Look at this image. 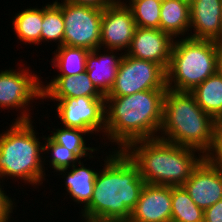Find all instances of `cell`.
Instances as JSON below:
<instances>
[{
    "label": "cell",
    "mask_w": 222,
    "mask_h": 222,
    "mask_svg": "<svg viewBox=\"0 0 222 222\" xmlns=\"http://www.w3.org/2000/svg\"><path fill=\"white\" fill-rule=\"evenodd\" d=\"M49 3L43 6L41 44L46 41L50 44L55 42L59 47L63 45L64 39L63 14L61 8L54 1Z\"/></svg>",
    "instance_id": "25"
},
{
    "label": "cell",
    "mask_w": 222,
    "mask_h": 222,
    "mask_svg": "<svg viewBox=\"0 0 222 222\" xmlns=\"http://www.w3.org/2000/svg\"><path fill=\"white\" fill-rule=\"evenodd\" d=\"M108 152L96 174L92 199L80 211L81 222L129 219L145 185L138 166L123 150Z\"/></svg>",
    "instance_id": "1"
},
{
    "label": "cell",
    "mask_w": 222,
    "mask_h": 222,
    "mask_svg": "<svg viewBox=\"0 0 222 222\" xmlns=\"http://www.w3.org/2000/svg\"><path fill=\"white\" fill-rule=\"evenodd\" d=\"M221 43L190 37L176 38L166 70V87L191 92L208 77L216 74Z\"/></svg>",
    "instance_id": "6"
},
{
    "label": "cell",
    "mask_w": 222,
    "mask_h": 222,
    "mask_svg": "<svg viewBox=\"0 0 222 222\" xmlns=\"http://www.w3.org/2000/svg\"><path fill=\"white\" fill-rule=\"evenodd\" d=\"M53 78L49 80L50 82L42 81V100L83 96L105 97L95 88L86 71L75 76L55 75Z\"/></svg>",
    "instance_id": "17"
},
{
    "label": "cell",
    "mask_w": 222,
    "mask_h": 222,
    "mask_svg": "<svg viewBox=\"0 0 222 222\" xmlns=\"http://www.w3.org/2000/svg\"><path fill=\"white\" fill-rule=\"evenodd\" d=\"M197 104L214 120L222 118V78L214 74L191 91Z\"/></svg>",
    "instance_id": "21"
},
{
    "label": "cell",
    "mask_w": 222,
    "mask_h": 222,
    "mask_svg": "<svg viewBox=\"0 0 222 222\" xmlns=\"http://www.w3.org/2000/svg\"><path fill=\"white\" fill-rule=\"evenodd\" d=\"M78 165V166H77ZM73 165L71 168L62 169L57 171V175H62L64 178V189L67 191V195L74 204L82 207L83 210L91 201L94 191V184L96 179V174L98 170L92 169V167H86L81 160L78 164ZM83 204V205H82Z\"/></svg>",
    "instance_id": "18"
},
{
    "label": "cell",
    "mask_w": 222,
    "mask_h": 222,
    "mask_svg": "<svg viewBox=\"0 0 222 222\" xmlns=\"http://www.w3.org/2000/svg\"><path fill=\"white\" fill-rule=\"evenodd\" d=\"M205 158L222 166V118L216 119L214 122L213 144Z\"/></svg>",
    "instance_id": "28"
},
{
    "label": "cell",
    "mask_w": 222,
    "mask_h": 222,
    "mask_svg": "<svg viewBox=\"0 0 222 222\" xmlns=\"http://www.w3.org/2000/svg\"><path fill=\"white\" fill-rule=\"evenodd\" d=\"M56 101V113L61 126L78 128L90 135L105 134V97H69L65 99H50Z\"/></svg>",
    "instance_id": "10"
},
{
    "label": "cell",
    "mask_w": 222,
    "mask_h": 222,
    "mask_svg": "<svg viewBox=\"0 0 222 222\" xmlns=\"http://www.w3.org/2000/svg\"><path fill=\"white\" fill-rule=\"evenodd\" d=\"M159 29L170 34L174 39L188 37L190 3L183 0H163L161 2Z\"/></svg>",
    "instance_id": "19"
},
{
    "label": "cell",
    "mask_w": 222,
    "mask_h": 222,
    "mask_svg": "<svg viewBox=\"0 0 222 222\" xmlns=\"http://www.w3.org/2000/svg\"><path fill=\"white\" fill-rule=\"evenodd\" d=\"M122 2L131 10L137 27L159 29L162 1L123 0Z\"/></svg>",
    "instance_id": "26"
},
{
    "label": "cell",
    "mask_w": 222,
    "mask_h": 222,
    "mask_svg": "<svg viewBox=\"0 0 222 222\" xmlns=\"http://www.w3.org/2000/svg\"><path fill=\"white\" fill-rule=\"evenodd\" d=\"M98 222H133L130 219H117V220H104V221H98Z\"/></svg>",
    "instance_id": "33"
},
{
    "label": "cell",
    "mask_w": 222,
    "mask_h": 222,
    "mask_svg": "<svg viewBox=\"0 0 222 222\" xmlns=\"http://www.w3.org/2000/svg\"><path fill=\"white\" fill-rule=\"evenodd\" d=\"M118 52L121 51L112 49L106 50L105 48L101 49V47H99L91 50L87 55L86 72L88 73L95 88L103 96H107L111 91L115 83L116 74L121 61L125 55L124 52Z\"/></svg>",
    "instance_id": "16"
},
{
    "label": "cell",
    "mask_w": 222,
    "mask_h": 222,
    "mask_svg": "<svg viewBox=\"0 0 222 222\" xmlns=\"http://www.w3.org/2000/svg\"><path fill=\"white\" fill-rule=\"evenodd\" d=\"M0 180V222H10L14 207H17L16 198L9 197L4 190V185Z\"/></svg>",
    "instance_id": "29"
},
{
    "label": "cell",
    "mask_w": 222,
    "mask_h": 222,
    "mask_svg": "<svg viewBox=\"0 0 222 222\" xmlns=\"http://www.w3.org/2000/svg\"><path fill=\"white\" fill-rule=\"evenodd\" d=\"M54 2L61 8L63 14L65 25L63 45L82 47L89 51L99 48L103 9L74 5L63 0Z\"/></svg>",
    "instance_id": "8"
},
{
    "label": "cell",
    "mask_w": 222,
    "mask_h": 222,
    "mask_svg": "<svg viewBox=\"0 0 222 222\" xmlns=\"http://www.w3.org/2000/svg\"><path fill=\"white\" fill-rule=\"evenodd\" d=\"M33 121H14L0 133V180L16 179L37 188L45 181L43 142ZM35 129V130H34ZM40 139V140H39ZM44 157V158H43ZM44 168V169H43ZM12 177V178H11Z\"/></svg>",
    "instance_id": "5"
},
{
    "label": "cell",
    "mask_w": 222,
    "mask_h": 222,
    "mask_svg": "<svg viewBox=\"0 0 222 222\" xmlns=\"http://www.w3.org/2000/svg\"><path fill=\"white\" fill-rule=\"evenodd\" d=\"M52 129L54 131H50L52 134L51 136L49 135V137L55 143H58L72 151L80 160L86 157L89 159H95L94 157L96 156H92V152L97 154L100 151L99 149H101L100 146L98 148L94 146H86L87 142L85 139L87 138L85 136L89 135L87 131L78 128H55V126Z\"/></svg>",
    "instance_id": "23"
},
{
    "label": "cell",
    "mask_w": 222,
    "mask_h": 222,
    "mask_svg": "<svg viewBox=\"0 0 222 222\" xmlns=\"http://www.w3.org/2000/svg\"><path fill=\"white\" fill-rule=\"evenodd\" d=\"M214 122L197 104L191 92L167 88L158 138L194 148L205 156L213 144Z\"/></svg>",
    "instance_id": "4"
},
{
    "label": "cell",
    "mask_w": 222,
    "mask_h": 222,
    "mask_svg": "<svg viewBox=\"0 0 222 222\" xmlns=\"http://www.w3.org/2000/svg\"><path fill=\"white\" fill-rule=\"evenodd\" d=\"M123 151L146 184L163 186H182L205 157L199 150L159 138L131 142Z\"/></svg>",
    "instance_id": "3"
},
{
    "label": "cell",
    "mask_w": 222,
    "mask_h": 222,
    "mask_svg": "<svg viewBox=\"0 0 222 222\" xmlns=\"http://www.w3.org/2000/svg\"><path fill=\"white\" fill-rule=\"evenodd\" d=\"M145 90H167L166 71L155 62L124 55L115 83L105 97H122Z\"/></svg>",
    "instance_id": "9"
},
{
    "label": "cell",
    "mask_w": 222,
    "mask_h": 222,
    "mask_svg": "<svg viewBox=\"0 0 222 222\" xmlns=\"http://www.w3.org/2000/svg\"><path fill=\"white\" fill-rule=\"evenodd\" d=\"M216 74L222 78V46L219 49V53L217 57Z\"/></svg>",
    "instance_id": "32"
},
{
    "label": "cell",
    "mask_w": 222,
    "mask_h": 222,
    "mask_svg": "<svg viewBox=\"0 0 222 222\" xmlns=\"http://www.w3.org/2000/svg\"><path fill=\"white\" fill-rule=\"evenodd\" d=\"M43 137H41L44 141L43 155H45V153H51V157L50 159H48L49 161L47 162H49L50 168H53V170H55L54 172L62 169L71 168L73 165L77 164L80 161V159L72 151L58 143H55L49 137V135H45Z\"/></svg>",
    "instance_id": "27"
},
{
    "label": "cell",
    "mask_w": 222,
    "mask_h": 222,
    "mask_svg": "<svg viewBox=\"0 0 222 222\" xmlns=\"http://www.w3.org/2000/svg\"><path fill=\"white\" fill-rule=\"evenodd\" d=\"M183 1H186V2H188V3H191V2H192V0H183Z\"/></svg>",
    "instance_id": "34"
},
{
    "label": "cell",
    "mask_w": 222,
    "mask_h": 222,
    "mask_svg": "<svg viewBox=\"0 0 222 222\" xmlns=\"http://www.w3.org/2000/svg\"><path fill=\"white\" fill-rule=\"evenodd\" d=\"M12 20V29L17 35L19 42L25 45H41V31L43 22L42 8L30 7L15 13Z\"/></svg>",
    "instance_id": "20"
},
{
    "label": "cell",
    "mask_w": 222,
    "mask_h": 222,
    "mask_svg": "<svg viewBox=\"0 0 222 222\" xmlns=\"http://www.w3.org/2000/svg\"><path fill=\"white\" fill-rule=\"evenodd\" d=\"M30 67L0 70V109H21L15 121H31L32 103L37 99L42 101L43 77L34 71L31 72Z\"/></svg>",
    "instance_id": "7"
},
{
    "label": "cell",
    "mask_w": 222,
    "mask_h": 222,
    "mask_svg": "<svg viewBox=\"0 0 222 222\" xmlns=\"http://www.w3.org/2000/svg\"><path fill=\"white\" fill-rule=\"evenodd\" d=\"M182 186L194 203L205 210L222 199V166L204 157Z\"/></svg>",
    "instance_id": "12"
},
{
    "label": "cell",
    "mask_w": 222,
    "mask_h": 222,
    "mask_svg": "<svg viewBox=\"0 0 222 222\" xmlns=\"http://www.w3.org/2000/svg\"><path fill=\"white\" fill-rule=\"evenodd\" d=\"M90 51L82 47L62 45L52 53V67L59 71L57 76H75L86 71V58Z\"/></svg>",
    "instance_id": "22"
},
{
    "label": "cell",
    "mask_w": 222,
    "mask_h": 222,
    "mask_svg": "<svg viewBox=\"0 0 222 222\" xmlns=\"http://www.w3.org/2000/svg\"><path fill=\"white\" fill-rule=\"evenodd\" d=\"M171 200L172 186L145 183L129 219L133 222H171Z\"/></svg>",
    "instance_id": "14"
},
{
    "label": "cell",
    "mask_w": 222,
    "mask_h": 222,
    "mask_svg": "<svg viewBox=\"0 0 222 222\" xmlns=\"http://www.w3.org/2000/svg\"><path fill=\"white\" fill-rule=\"evenodd\" d=\"M221 11L222 0H192L188 37L222 44Z\"/></svg>",
    "instance_id": "15"
},
{
    "label": "cell",
    "mask_w": 222,
    "mask_h": 222,
    "mask_svg": "<svg viewBox=\"0 0 222 222\" xmlns=\"http://www.w3.org/2000/svg\"><path fill=\"white\" fill-rule=\"evenodd\" d=\"M136 28L131 10L122 0H117L103 9L100 47L125 53L134 37Z\"/></svg>",
    "instance_id": "11"
},
{
    "label": "cell",
    "mask_w": 222,
    "mask_h": 222,
    "mask_svg": "<svg viewBox=\"0 0 222 222\" xmlns=\"http://www.w3.org/2000/svg\"><path fill=\"white\" fill-rule=\"evenodd\" d=\"M166 90H145L122 97H105V136L124 150L131 142L158 138Z\"/></svg>",
    "instance_id": "2"
},
{
    "label": "cell",
    "mask_w": 222,
    "mask_h": 222,
    "mask_svg": "<svg viewBox=\"0 0 222 222\" xmlns=\"http://www.w3.org/2000/svg\"><path fill=\"white\" fill-rule=\"evenodd\" d=\"M174 40L170 34L160 29L137 27L125 55L155 62L166 71Z\"/></svg>",
    "instance_id": "13"
},
{
    "label": "cell",
    "mask_w": 222,
    "mask_h": 222,
    "mask_svg": "<svg viewBox=\"0 0 222 222\" xmlns=\"http://www.w3.org/2000/svg\"><path fill=\"white\" fill-rule=\"evenodd\" d=\"M70 4L79 5V6H88L95 7L98 9H104L115 3L117 0H63Z\"/></svg>",
    "instance_id": "31"
},
{
    "label": "cell",
    "mask_w": 222,
    "mask_h": 222,
    "mask_svg": "<svg viewBox=\"0 0 222 222\" xmlns=\"http://www.w3.org/2000/svg\"><path fill=\"white\" fill-rule=\"evenodd\" d=\"M171 222H204V210L190 198L183 186H172Z\"/></svg>",
    "instance_id": "24"
},
{
    "label": "cell",
    "mask_w": 222,
    "mask_h": 222,
    "mask_svg": "<svg viewBox=\"0 0 222 222\" xmlns=\"http://www.w3.org/2000/svg\"><path fill=\"white\" fill-rule=\"evenodd\" d=\"M204 222H222V199L204 210Z\"/></svg>",
    "instance_id": "30"
}]
</instances>
